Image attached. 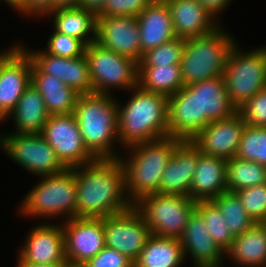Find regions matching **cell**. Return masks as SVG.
I'll use <instances>...</instances> for the list:
<instances>
[{
	"label": "cell",
	"instance_id": "cell-1",
	"mask_svg": "<svg viewBox=\"0 0 266 267\" xmlns=\"http://www.w3.org/2000/svg\"><path fill=\"white\" fill-rule=\"evenodd\" d=\"M72 169L77 218H106L133 206L127 197L125 173L118 158L96 159Z\"/></svg>",
	"mask_w": 266,
	"mask_h": 267
},
{
	"label": "cell",
	"instance_id": "cell-2",
	"mask_svg": "<svg viewBox=\"0 0 266 267\" xmlns=\"http://www.w3.org/2000/svg\"><path fill=\"white\" fill-rule=\"evenodd\" d=\"M130 91L126 104L119 100L117 103V130L122 150L168 136V97L139 86Z\"/></svg>",
	"mask_w": 266,
	"mask_h": 267
},
{
	"label": "cell",
	"instance_id": "cell-3",
	"mask_svg": "<svg viewBox=\"0 0 266 267\" xmlns=\"http://www.w3.org/2000/svg\"><path fill=\"white\" fill-rule=\"evenodd\" d=\"M110 94L79 95L74 114L83 142L96 159H116L115 144H119L117 130L118 98ZM116 98V99H115Z\"/></svg>",
	"mask_w": 266,
	"mask_h": 267
},
{
	"label": "cell",
	"instance_id": "cell-4",
	"mask_svg": "<svg viewBox=\"0 0 266 267\" xmlns=\"http://www.w3.org/2000/svg\"><path fill=\"white\" fill-rule=\"evenodd\" d=\"M181 142L172 136H166L124 149H129V156L126 158L120 155L118 159L124 169L125 189L132 204L143 196L158 193L163 171Z\"/></svg>",
	"mask_w": 266,
	"mask_h": 267
},
{
	"label": "cell",
	"instance_id": "cell-5",
	"mask_svg": "<svg viewBox=\"0 0 266 267\" xmlns=\"http://www.w3.org/2000/svg\"><path fill=\"white\" fill-rule=\"evenodd\" d=\"M220 25L212 33L185 39L180 63L184 86L221 76L236 39Z\"/></svg>",
	"mask_w": 266,
	"mask_h": 267
},
{
	"label": "cell",
	"instance_id": "cell-6",
	"mask_svg": "<svg viewBox=\"0 0 266 267\" xmlns=\"http://www.w3.org/2000/svg\"><path fill=\"white\" fill-rule=\"evenodd\" d=\"M40 178L22 199L19 213L26 216L25 218L37 219H58L62 216V221L76 217V183L73 169L66 168L61 173Z\"/></svg>",
	"mask_w": 266,
	"mask_h": 267
},
{
	"label": "cell",
	"instance_id": "cell-7",
	"mask_svg": "<svg viewBox=\"0 0 266 267\" xmlns=\"http://www.w3.org/2000/svg\"><path fill=\"white\" fill-rule=\"evenodd\" d=\"M238 43L230 51L223 73L227 96L237 108L266 87V46L246 50Z\"/></svg>",
	"mask_w": 266,
	"mask_h": 267
},
{
	"label": "cell",
	"instance_id": "cell-8",
	"mask_svg": "<svg viewBox=\"0 0 266 267\" xmlns=\"http://www.w3.org/2000/svg\"><path fill=\"white\" fill-rule=\"evenodd\" d=\"M196 203L183 195L152 193L139 198L133 207L152 235L180 239Z\"/></svg>",
	"mask_w": 266,
	"mask_h": 267
},
{
	"label": "cell",
	"instance_id": "cell-9",
	"mask_svg": "<svg viewBox=\"0 0 266 267\" xmlns=\"http://www.w3.org/2000/svg\"><path fill=\"white\" fill-rule=\"evenodd\" d=\"M92 93L112 94L109 89L130 90L138 86V62L107 49L96 41L85 48Z\"/></svg>",
	"mask_w": 266,
	"mask_h": 267
},
{
	"label": "cell",
	"instance_id": "cell-10",
	"mask_svg": "<svg viewBox=\"0 0 266 267\" xmlns=\"http://www.w3.org/2000/svg\"><path fill=\"white\" fill-rule=\"evenodd\" d=\"M0 148L20 168L38 177L58 174L66 169L41 134H2Z\"/></svg>",
	"mask_w": 266,
	"mask_h": 267
},
{
	"label": "cell",
	"instance_id": "cell-11",
	"mask_svg": "<svg viewBox=\"0 0 266 267\" xmlns=\"http://www.w3.org/2000/svg\"><path fill=\"white\" fill-rule=\"evenodd\" d=\"M41 135L66 168L91 163L96 158L86 148L77 118L72 114L49 115Z\"/></svg>",
	"mask_w": 266,
	"mask_h": 267
},
{
	"label": "cell",
	"instance_id": "cell-12",
	"mask_svg": "<svg viewBox=\"0 0 266 267\" xmlns=\"http://www.w3.org/2000/svg\"><path fill=\"white\" fill-rule=\"evenodd\" d=\"M32 60L17 43L0 52V122L14 110L31 83Z\"/></svg>",
	"mask_w": 266,
	"mask_h": 267
},
{
	"label": "cell",
	"instance_id": "cell-13",
	"mask_svg": "<svg viewBox=\"0 0 266 267\" xmlns=\"http://www.w3.org/2000/svg\"><path fill=\"white\" fill-rule=\"evenodd\" d=\"M105 245L134 262L152 235L139 212L128 210L103 218Z\"/></svg>",
	"mask_w": 266,
	"mask_h": 267
},
{
	"label": "cell",
	"instance_id": "cell-14",
	"mask_svg": "<svg viewBox=\"0 0 266 267\" xmlns=\"http://www.w3.org/2000/svg\"><path fill=\"white\" fill-rule=\"evenodd\" d=\"M67 262L85 264L106 245L103 218H71L62 221Z\"/></svg>",
	"mask_w": 266,
	"mask_h": 267
},
{
	"label": "cell",
	"instance_id": "cell-15",
	"mask_svg": "<svg viewBox=\"0 0 266 267\" xmlns=\"http://www.w3.org/2000/svg\"><path fill=\"white\" fill-rule=\"evenodd\" d=\"M26 235L24 246L19 247L18 264L65 263L63 228L60 223L41 222Z\"/></svg>",
	"mask_w": 266,
	"mask_h": 267
},
{
	"label": "cell",
	"instance_id": "cell-16",
	"mask_svg": "<svg viewBox=\"0 0 266 267\" xmlns=\"http://www.w3.org/2000/svg\"><path fill=\"white\" fill-rule=\"evenodd\" d=\"M18 44L30 56L32 63L42 72L53 75L80 95L92 93V81L89 75L88 61L83 54L76 58L52 55L45 50L27 49ZM30 50V51H29Z\"/></svg>",
	"mask_w": 266,
	"mask_h": 267
},
{
	"label": "cell",
	"instance_id": "cell-17",
	"mask_svg": "<svg viewBox=\"0 0 266 267\" xmlns=\"http://www.w3.org/2000/svg\"><path fill=\"white\" fill-rule=\"evenodd\" d=\"M139 35L136 16L97 17L96 42L138 63L143 56Z\"/></svg>",
	"mask_w": 266,
	"mask_h": 267
},
{
	"label": "cell",
	"instance_id": "cell-18",
	"mask_svg": "<svg viewBox=\"0 0 266 267\" xmlns=\"http://www.w3.org/2000/svg\"><path fill=\"white\" fill-rule=\"evenodd\" d=\"M245 125L241 115L236 112L227 119L211 121L192 142L204 155L229 160L238 151Z\"/></svg>",
	"mask_w": 266,
	"mask_h": 267
},
{
	"label": "cell",
	"instance_id": "cell-19",
	"mask_svg": "<svg viewBox=\"0 0 266 267\" xmlns=\"http://www.w3.org/2000/svg\"><path fill=\"white\" fill-rule=\"evenodd\" d=\"M167 131L181 141H192L201 131L198 90L192 84L168 97Z\"/></svg>",
	"mask_w": 266,
	"mask_h": 267
},
{
	"label": "cell",
	"instance_id": "cell-20",
	"mask_svg": "<svg viewBox=\"0 0 266 267\" xmlns=\"http://www.w3.org/2000/svg\"><path fill=\"white\" fill-rule=\"evenodd\" d=\"M207 231L204 219L194 210L179 239L185 260L186 257L191 256L194 267H224L225 252L213 241Z\"/></svg>",
	"mask_w": 266,
	"mask_h": 267
},
{
	"label": "cell",
	"instance_id": "cell-21",
	"mask_svg": "<svg viewBox=\"0 0 266 267\" xmlns=\"http://www.w3.org/2000/svg\"><path fill=\"white\" fill-rule=\"evenodd\" d=\"M200 152L192 141H182L175 148L163 171L158 193L183 195L190 198L191 183Z\"/></svg>",
	"mask_w": 266,
	"mask_h": 267
},
{
	"label": "cell",
	"instance_id": "cell-22",
	"mask_svg": "<svg viewBox=\"0 0 266 267\" xmlns=\"http://www.w3.org/2000/svg\"><path fill=\"white\" fill-rule=\"evenodd\" d=\"M166 2L171 11L177 38L204 36L221 25L197 0H166Z\"/></svg>",
	"mask_w": 266,
	"mask_h": 267
},
{
	"label": "cell",
	"instance_id": "cell-23",
	"mask_svg": "<svg viewBox=\"0 0 266 267\" xmlns=\"http://www.w3.org/2000/svg\"><path fill=\"white\" fill-rule=\"evenodd\" d=\"M137 19L142 54L176 38L166 1H152Z\"/></svg>",
	"mask_w": 266,
	"mask_h": 267
},
{
	"label": "cell",
	"instance_id": "cell-24",
	"mask_svg": "<svg viewBox=\"0 0 266 267\" xmlns=\"http://www.w3.org/2000/svg\"><path fill=\"white\" fill-rule=\"evenodd\" d=\"M198 90L201 130L211 121L227 119L237 112V107L227 96L223 75L192 84Z\"/></svg>",
	"mask_w": 266,
	"mask_h": 267
},
{
	"label": "cell",
	"instance_id": "cell-25",
	"mask_svg": "<svg viewBox=\"0 0 266 267\" xmlns=\"http://www.w3.org/2000/svg\"><path fill=\"white\" fill-rule=\"evenodd\" d=\"M226 165V159L200 152L191 183L190 198L195 202L209 201L227 191Z\"/></svg>",
	"mask_w": 266,
	"mask_h": 267
},
{
	"label": "cell",
	"instance_id": "cell-26",
	"mask_svg": "<svg viewBox=\"0 0 266 267\" xmlns=\"http://www.w3.org/2000/svg\"><path fill=\"white\" fill-rule=\"evenodd\" d=\"M31 84L42 96L49 115L74 113L80 94L53 75L42 73L33 63Z\"/></svg>",
	"mask_w": 266,
	"mask_h": 267
},
{
	"label": "cell",
	"instance_id": "cell-27",
	"mask_svg": "<svg viewBox=\"0 0 266 267\" xmlns=\"http://www.w3.org/2000/svg\"><path fill=\"white\" fill-rule=\"evenodd\" d=\"M225 257L237 267H266V223H255L235 236Z\"/></svg>",
	"mask_w": 266,
	"mask_h": 267
},
{
	"label": "cell",
	"instance_id": "cell-28",
	"mask_svg": "<svg viewBox=\"0 0 266 267\" xmlns=\"http://www.w3.org/2000/svg\"><path fill=\"white\" fill-rule=\"evenodd\" d=\"M48 117L42 96L30 83L4 121L13 119V133L41 134Z\"/></svg>",
	"mask_w": 266,
	"mask_h": 267
},
{
	"label": "cell",
	"instance_id": "cell-29",
	"mask_svg": "<svg viewBox=\"0 0 266 267\" xmlns=\"http://www.w3.org/2000/svg\"><path fill=\"white\" fill-rule=\"evenodd\" d=\"M53 29L59 33L76 37L86 46L96 41L97 15L82 7L58 8L47 16Z\"/></svg>",
	"mask_w": 266,
	"mask_h": 267
},
{
	"label": "cell",
	"instance_id": "cell-30",
	"mask_svg": "<svg viewBox=\"0 0 266 267\" xmlns=\"http://www.w3.org/2000/svg\"><path fill=\"white\" fill-rule=\"evenodd\" d=\"M185 256L177 238L151 235L133 267H181Z\"/></svg>",
	"mask_w": 266,
	"mask_h": 267
},
{
	"label": "cell",
	"instance_id": "cell-31",
	"mask_svg": "<svg viewBox=\"0 0 266 267\" xmlns=\"http://www.w3.org/2000/svg\"><path fill=\"white\" fill-rule=\"evenodd\" d=\"M138 86L167 97L173 95L184 86L180 64L138 66Z\"/></svg>",
	"mask_w": 266,
	"mask_h": 267
},
{
	"label": "cell",
	"instance_id": "cell-32",
	"mask_svg": "<svg viewBox=\"0 0 266 267\" xmlns=\"http://www.w3.org/2000/svg\"><path fill=\"white\" fill-rule=\"evenodd\" d=\"M227 191L254 187L266 183V166L236 156L227 160Z\"/></svg>",
	"mask_w": 266,
	"mask_h": 267
},
{
	"label": "cell",
	"instance_id": "cell-33",
	"mask_svg": "<svg viewBox=\"0 0 266 267\" xmlns=\"http://www.w3.org/2000/svg\"><path fill=\"white\" fill-rule=\"evenodd\" d=\"M212 201L218 206L234 236L241 235L255 224L235 192L225 191Z\"/></svg>",
	"mask_w": 266,
	"mask_h": 267
},
{
	"label": "cell",
	"instance_id": "cell-34",
	"mask_svg": "<svg viewBox=\"0 0 266 267\" xmlns=\"http://www.w3.org/2000/svg\"><path fill=\"white\" fill-rule=\"evenodd\" d=\"M195 210L204 219L208 228L207 233L213 241L225 252L233 243L235 236L232 234L218 206L212 201H198Z\"/></svg>",
	"mask_w": 266,
	"mask_h": 267
},
{
	"label": "cell",
	"instance_id": "cell-35",
	"mask_svg": "<svg viewBox=\"0 0 266 267\" xmlns=\"http://www.w3.org/2000/svg\"><path fill=\"white\" fill-rule=\"evenodd\" d=\"M235 156L266 166V127L246 124Z\"/></svg>",
	"mask_w": 266,
	"mask_h": 267
},
{
	"label": "cell",
	"instance_id": "cell-36",
	"mask_svg": "<svg viewBox=\"0 0 266 267\" xmlns=\"http://www.w3.org/2000/svg\"><path fill=\"white\" fill-rule=\"evenodd\" d=\"M184 46L185 39L176 37L169 42L163 43L143 53L138 66L158 67L160 65L180 64Z\"/></svg>",
	"mask_w": 266,
	"mask_h": 267
},
{
	"label": "cell",
	"instance_id": "cell-37",
	"mask_svg": "<svg viewBox=\"0 0 266 267\" xmlns=\"http://www.w3.org/2000/svg\"><path fill=\"white\" fill-rule=\"evenodd\" d=\"M255 223H266V183L235 192Z\"/></svg>",
	"mask_w": 266,
	"mask_h": 267
},
{
	"label": "cell",
	"instance_id": "cell-38",
	"mask_svg": "<svg viewBox=\"0 0 266 267\" xmlns=\"http://www.w3.org/2000/svg\"><path fill=\"white\" fill-rule=\"evenodd\" d=\"M53 31L48 38L47 49H44L47 53L67 58H76L84 54L86 45L81 40Z\"/></svg>",
	"mask_w": 266,
	"mask_h": 267
},
{
	"label": "cell",
	"instance_id": "cell-39",
	"mask_svg": "<svg viewBox=\"0 0 266 267\" xmlns=\"http://www.w3.org/2000/svg\"><path fill=\"white\" fill-rule=\"evenodd\" d=\"M237 112L247 125L266 127V87L245 101Z\"/></svg>",
	"mask_w": 266,
	"mask_h": 267
},
{
	"label": "cell",
	"instance_id": "cell-40",
	"mask_svg": "<svg viewBox=\"0 0 266 267\" xmlns=\"http://www.w3.org/2000/svg\"><path fill=\"white\" fill-rule=\"evenodd\" d=\"M152 0H107L97 17L138 16Z\"/></svg>",
	"mask_w": 266,
	"mask_h": 267
},
{
	"label": "cell",
	"instance_id": "cell-41",
	"mask_svg": "<svg viewBox=\"0 0 266 267\" xmlns=\"http://www.w3.org/2000/svg\"><path fill=\"white\" fill-rule=\"evenodd\" d=\"M11 7L24 17L43 18L54 11V0H14Z\"/></svg>",
	"mask_w": 266,
	"mask_h": 267
},
{
	"label": "cell",
	"instance_id": "cell-42",
	"mask_svg": "<svg viewBox=\"0 0 266 267\" xmlns=\"http://www.w3.org/2000/svg\"><path fill=\"white\" fill-rule=\"evenodd\" d=\"M84 267H133V262L115 249L104 247Z\"/></svg>",
	"mask_w": 266,
	"mask_h": 267
},
{
	"label": "cell",
	"instance_id": "cell-43",
	"mask_svg": "<svg viewBox=\"0 0 266 267\" xmlns=\"http://www.w3.org/2000/svg\"><path fill=\"white\" fill-rule=\"evenodd\" d=\"M216 20L219 22V15L226 9L232 0H197ZM218 17V18H217Z\"/></svg>",
	"mask_w": 266,
	"mask_h": 267
},
{
	"label": "cell",
	"instance_id": "cell-44",
	"mask_svg": "<svg viewBox=\"0 0 266 267\" xmlns=\"http://www.w3.org/2000/svg\"><path fill=\"white\" fill-rule=\"evenodd\" d=\"M107 0H80L79 7L92 11L96 15L103 9Z\"/></svg>",
	"mask_w": 266,
	"mask_h": 267
},
{
	"label": "cell",
	"instance_id": "cell-45",
	"mask_svg": "<svg viewBox=\"0 0 266 267\" xmlns=\"http://www.w3.org/2000/svg\"><path fill=\"white\" fill-rule=\"evenodd\" d=\"M80 0H54V10L58 8L79 7Z\"/></svg>",
	"mask_w": 266,
	"mask_h": 267
},
{
	"label": "cell",
	"instance_id": "cell-46",
	"mask_svg": "<svg viewBox=\"0 0 266 267\" xmlns=\"http://www.w3.org/2000/svg\"><path fill=\"white\" fill-rule=\"evenodd\" d=\"M64 263L52 264H17L16 267H62Z\"/></svg>",
	"mask_w": 266,
	"mask_h": 267
},
{
	"label": "cell",
	"instance_id": "cell-47",
	"mask_svg": "<svg viewBox=\"0 0 266 267\" xmlns=\"http://www.w3.org/2000/svg\"><path fill=\"white\" fill-rule=\"evenodd\" d=\"M62 267H84L82 264H75L70 262H65Z\"/></svg>",
	"mask_w": 266,
	"mask_h": 267
},
{
	"label": "cell",
	"instance_id": "cell-48",
	"mask_svg": "<svg viewBox=\"0 0 266 267\" xmlns=\"http://www.w3.org/2000/svg\"><path fill=\"white\" fill-rule=\"evenodd\" d=\"M2 1L5 2L6 4H8V6H10V3L7 0H2Z\"/></svg>",
	"mask_w": 266,
	"mask_h": 267
},
{
	"label": "cell",
	"instance_id": "cell-49",
	"mask_svg": "<svg viewBox=\"0 0 266 267\" xmlns=\"http://www.w3.org/2000/svg\"><path fill=\"white\" fill-rule=\"evenodd\" d=\"M10 4L14 1V0H7Z\"/></svg>",
	"mask_w": 266,
	"mask_h": 267
}]
</instances>
